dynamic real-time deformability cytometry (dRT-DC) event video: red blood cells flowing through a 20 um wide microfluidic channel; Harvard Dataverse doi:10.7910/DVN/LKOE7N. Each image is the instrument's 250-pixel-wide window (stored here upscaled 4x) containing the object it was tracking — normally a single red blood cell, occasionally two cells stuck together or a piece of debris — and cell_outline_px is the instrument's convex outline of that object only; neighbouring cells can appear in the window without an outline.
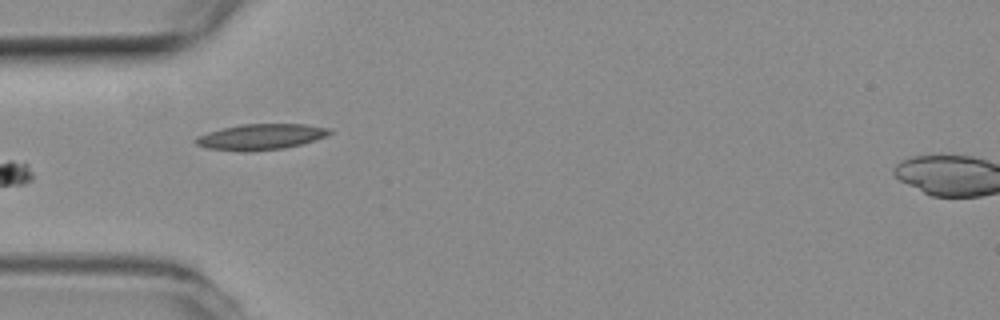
{"species": "common noctule bat (a hibernating species)", "species_latin": "Nyctalus noctula", "temperature_condition": "room temperature", "stored_images_in_passage": 38, "camera_frame_rate_fps": 3000, "um_per_image_px": 0.085, "animal": {"sex": "female", "body_mass_g": 19.3, "forearm_length_mm": 54.1}, "frame": {"image": 1, "passage_image": 1, "time_ms": 0.0, "image_size_px": [1000, 320], "cell_outline_px": [[332, 132], [328, 136], [316, 140], [284, 148], [252, 152], [240, 152], [208, 148], [196, 144], [192, 140], [196, 136], [208, 132], [240, 124], [304, 124], [328, 128]], "centroid_in_image_um": [22.15, 11.64], "position_along_channel_um": 62.9, "area_um2": 20.29}}
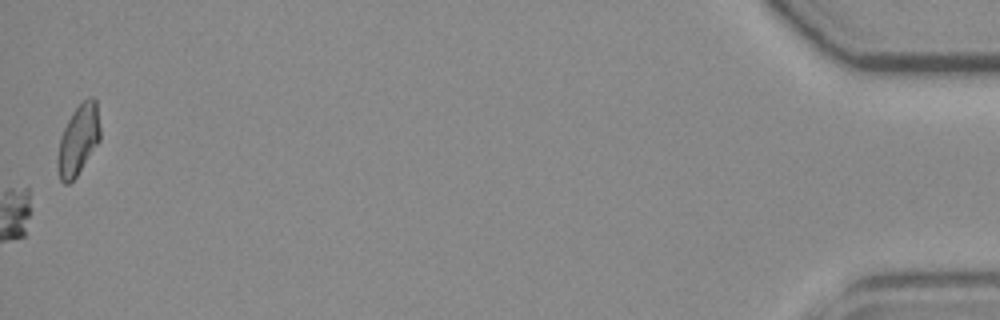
{"frame": {"image": 2, "passage_image": 38, "time_ms": 12.333, "image_size_px": [1000, 320], "cell_outline_px": [[100, 140], [76, 176], [68, 184], [64, 184], [60, 180], [56, 168], [56, 156], [60, 136], [72, 112], [88, 96], [92, 96], [96, 100], [100, 128]], "centroid_in_image_um": [6.63, 11.9], "position_along_channel_um": 428.6, "area_um2": 17.51}}